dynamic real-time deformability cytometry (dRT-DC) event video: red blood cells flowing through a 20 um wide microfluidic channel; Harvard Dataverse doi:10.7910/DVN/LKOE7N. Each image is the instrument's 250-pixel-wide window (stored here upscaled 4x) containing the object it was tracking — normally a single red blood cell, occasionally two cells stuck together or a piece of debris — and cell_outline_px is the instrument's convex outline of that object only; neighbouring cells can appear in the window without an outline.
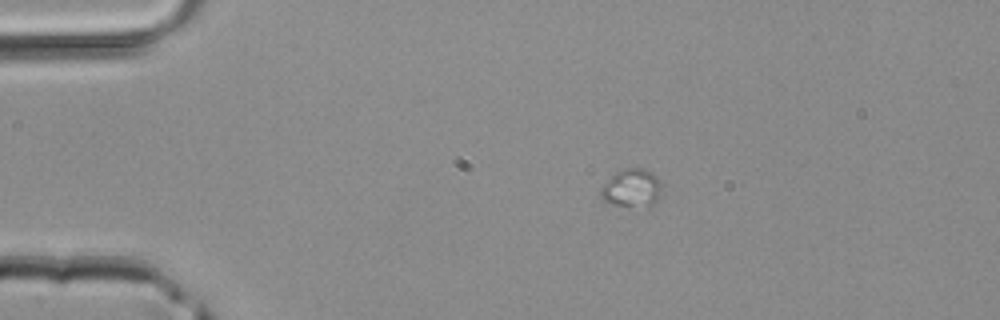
{"species": "common noctule bat (a hibernating species)", "species_latin": "Nyctalus noctula", "temperature_condition": "room temperature", "stored_images_in_passage": 2, "camera_frame_rate_fps": 3000, "um_per_image_px": 0.085, "animal": {"sex": "male", "body_mass_g": 20.4}, "frame": {"image": 1, "passage_image": 1, "time_ms": 0.0, "image_size_px": [1000, 320], "cell_outline_px": [[660, 184], [656, 200], [648, 208], [612, 204], [604, 200], [600, 196], [600, 188], [620, 168], [644, 168], [652, 172], [660, 180]], "centroid_in_image_um": [53.67, 15.98], "position_along_channel_um": 31.3, "area_um2": 13.47}}